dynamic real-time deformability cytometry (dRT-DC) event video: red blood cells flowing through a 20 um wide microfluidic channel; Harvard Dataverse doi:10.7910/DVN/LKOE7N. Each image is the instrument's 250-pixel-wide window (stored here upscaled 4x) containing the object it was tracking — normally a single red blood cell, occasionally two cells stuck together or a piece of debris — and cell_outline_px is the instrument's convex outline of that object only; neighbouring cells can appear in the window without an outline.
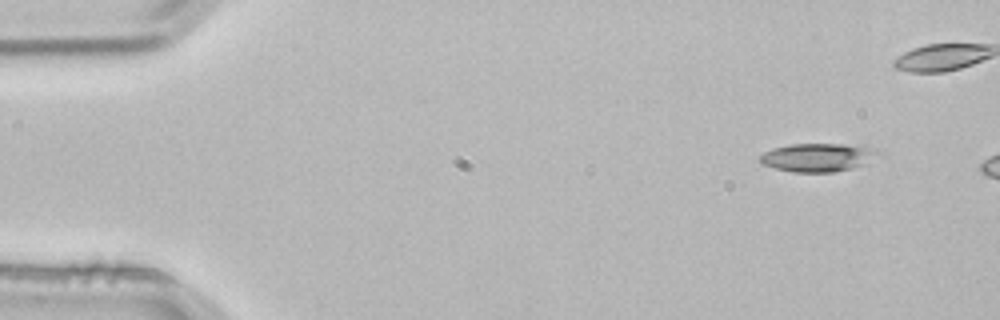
{"species": "common noctule bat (a hibernating species)", "species_latin": "Nyctalus noctula", "temperature_condition": "room temperature", "stored_images_in_passage": 3, "camera_frame_rate_fps": 3000, "um_per_image_px": 0.085, "animal": {"sex": "male", "body_mass_g": 21.5, "forearm_length_mm": 52.0}, "frame": {"image": 1, "passage_image": 1, "time_ms": 0.0, "image_size_px": [1000, 320], "cell_outline_px": [[884, 156], [868, 164], [852, 168], [832, 172], [792, 172], [776, 168], [764, 164], [760, 160], [760, 156], [764, 152], [772, 148], [792, 144], [864, 144], [876, 148], [884, 152]], "centroid_in_image_um": [69.72, 13.36], "position_along_channel_um": 15.3, "area_um2": 20.23}}